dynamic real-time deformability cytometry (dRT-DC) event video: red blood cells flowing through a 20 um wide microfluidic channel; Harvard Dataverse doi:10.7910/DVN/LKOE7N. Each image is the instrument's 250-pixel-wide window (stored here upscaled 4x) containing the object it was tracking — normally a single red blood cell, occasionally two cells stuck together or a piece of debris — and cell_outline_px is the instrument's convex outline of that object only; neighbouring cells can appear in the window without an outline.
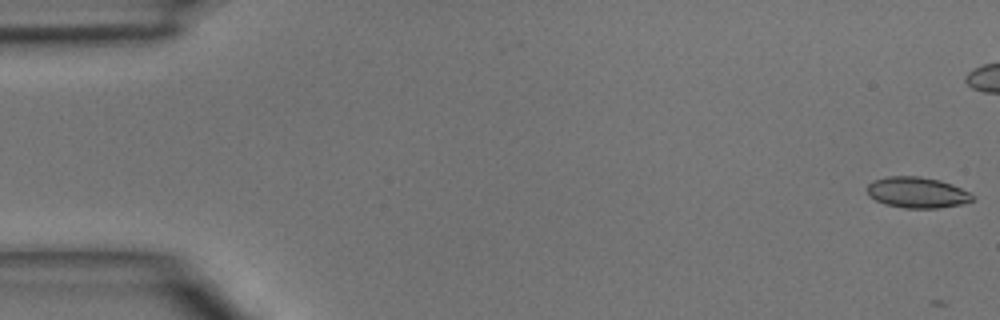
{"species": "common noctule bat (a hibernating species)", "species_latin": "Nyctalus noctula", "temperature_condition": "room temperature", "stored_images_in_passage": 6, "camera_frame_rate_fps": 3000, "um_per_image_px": 0.085, "animal": {"sex": "male", "body_mass_g": 15.6}, "frame": {"image": 1, "passage_image": 1, "time_ms": 0.0, "image_size_px": [1000, 320], "cell_outline_px": [[976, 200], [960, 204], [940, 208], [904, 208], [884, 204], [868, 196], [868, 184], [872, 180], [888, 176], [920, 176], [940, 180], [952, 184], [976, 196]], "centroid_in_image_um": [77.96, 16.36], "position_along_channel_um": 7.0, "area_um2": 19.13}}
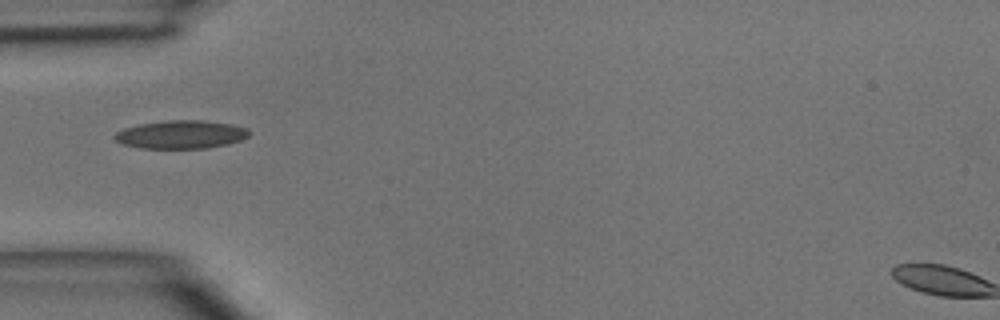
{"frame": {"image": 2, "passage_image": 6, "time_ms": 6.0, "image_size_px": [1000, 320], "cell_outline_px": [[252, 132], [248, 136], [240, 140], [228, 144], [208, 148], [140, 148], [124, 144], [116, 140], [112, 136], [116, 132], [124, 128], [140, 124], [168, 120], [204, 120], [232, 124], [248, 128]], "centroid_in_image_um": [15.42, 11.43], "position_along_channel_um": 69.6, "area_um2": 22.2}}